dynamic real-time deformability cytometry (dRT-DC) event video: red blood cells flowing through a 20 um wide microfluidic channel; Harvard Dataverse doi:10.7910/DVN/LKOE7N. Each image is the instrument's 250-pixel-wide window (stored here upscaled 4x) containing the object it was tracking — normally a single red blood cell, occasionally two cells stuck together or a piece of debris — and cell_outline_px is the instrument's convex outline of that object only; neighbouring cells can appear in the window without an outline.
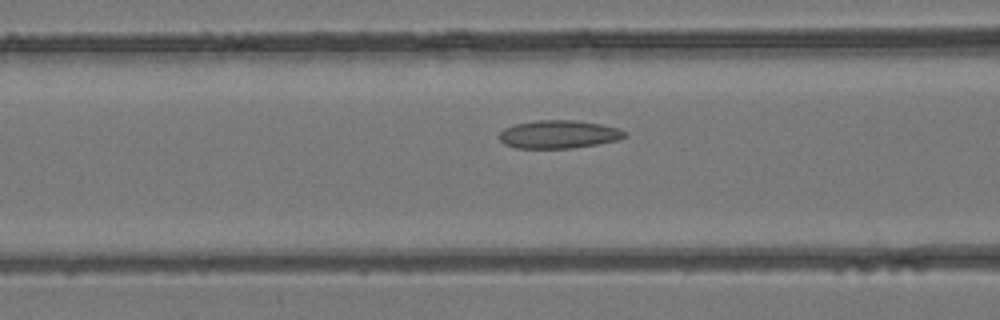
{"species": "common noctule bat (a hibernating species)", "species_latin": "Nyctalus noctula", "temperature_condition": "room temperature", "stored_images_in_passage": 31, "camera_frame_rate_fps": 3000, "um_per_image_px": 0.085, "animal": {"sex": "female", "body_mass_g": 24.6, "forearm_length_mm": 56.2}, "frame": {"image": 1, "passage_image": 11, "time_ms": 3.333, "image_size_px": [1000, 320], "cell_outline_px": [[628, 136], [616, 140], [596, 144], [572, 148], [516, 148], [504, 144], [500, 140], [500, 132], [504, 128], [516, 124], [536, 120], [576, 120], [600, 124], [616, 128], [628, 132]], "centroid_in_image_um": [47.49, 11.41], "position_along_channel_um": 119.1, "area_um2": 20.46}}
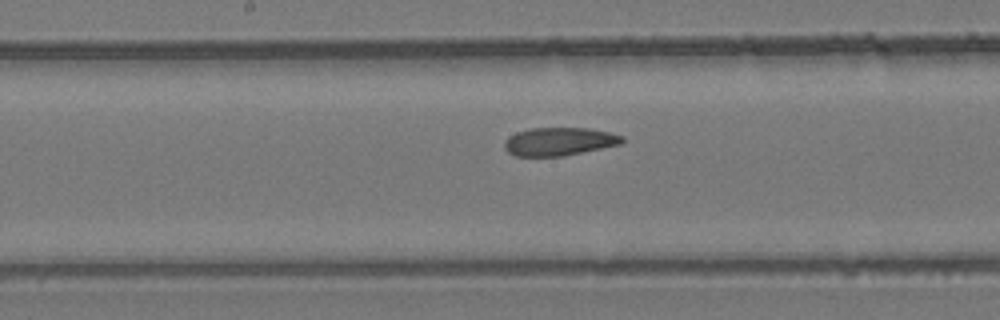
{"frame": {"image": 2, "passage_image": 16, "time_ms": 5.0, "image_size_px": [1000, 320], "cell_outline_px": [[624, 140], [620, 144], [564, 156], [516, 156], [508, 152], [504, 148], [504, 140], [508, 136], [516, 132], [532, 128], [588, 128], [608, 132], [624, 136]], "centroid_in_image_um": [47.5, 12.03], "position_along_channel_um": 200.7, "area_um2": 19.31}}
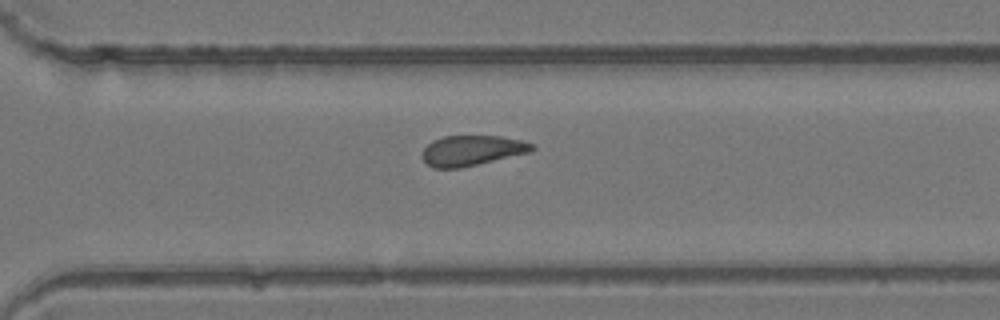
{"frame": {"image": 3, "passage_image": 24, "time_ms": 7.667, "image_size_px": [1000, 320], "cell_outline_px": [[536, 148], [532, 152], [460, 168], [432, 168], [424, 160], [424, 148], [432, 140], [444, 136], [500, 136], [520, 140], [532, 144]], "centroid_in_image_um": [40.14, 12.79], "position_along_channel_um": 330.5, "area_um2": 19.25}}